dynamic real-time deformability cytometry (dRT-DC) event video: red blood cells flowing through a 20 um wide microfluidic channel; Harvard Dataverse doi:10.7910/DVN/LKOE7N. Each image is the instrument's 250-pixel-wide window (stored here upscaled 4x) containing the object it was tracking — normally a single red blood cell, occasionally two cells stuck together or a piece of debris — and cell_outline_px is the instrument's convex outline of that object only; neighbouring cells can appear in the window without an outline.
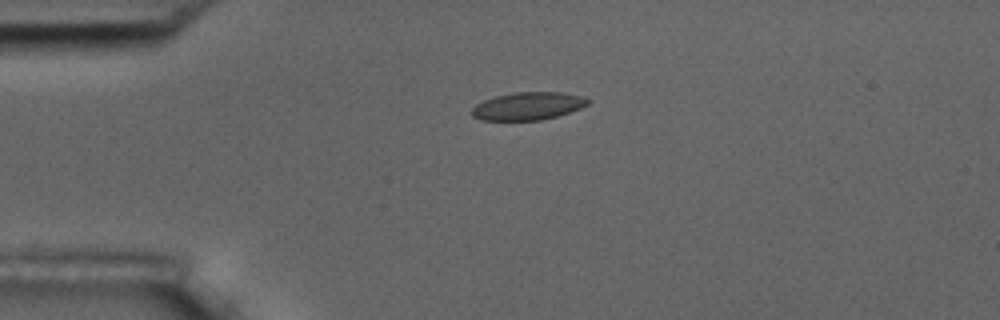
{"species": "common noctule bat (a hibernating species)", "species_latin": "Nyctalus noctula", "temperature_condition": "room temperature", "stored_images_in_passage": 2, "camera_frame_rate_fps": 3000, "um_per_image_px": 0.085, "animal": {"sex": "male", "body_mass_g": 17.5, "forearm_length_mm": 52.3}, "frame": {"image": 1, "passage_image": 1, "time_ms": 0.0, "image_size_px": [1000, 320], "cell_outline_px": [[592, 100], [588, 104], [580, 108], [556, 116], [540, 120], [480, 120], [472, 116], [468, 112], [476, 104], [484, 100], [496, 96], [512, 92], [560, 92], [580, 96]], "centroid_in_image_um": [44.82, 9.01], "position_along_channel_um": 40.2, "area_um2": 18.79}}